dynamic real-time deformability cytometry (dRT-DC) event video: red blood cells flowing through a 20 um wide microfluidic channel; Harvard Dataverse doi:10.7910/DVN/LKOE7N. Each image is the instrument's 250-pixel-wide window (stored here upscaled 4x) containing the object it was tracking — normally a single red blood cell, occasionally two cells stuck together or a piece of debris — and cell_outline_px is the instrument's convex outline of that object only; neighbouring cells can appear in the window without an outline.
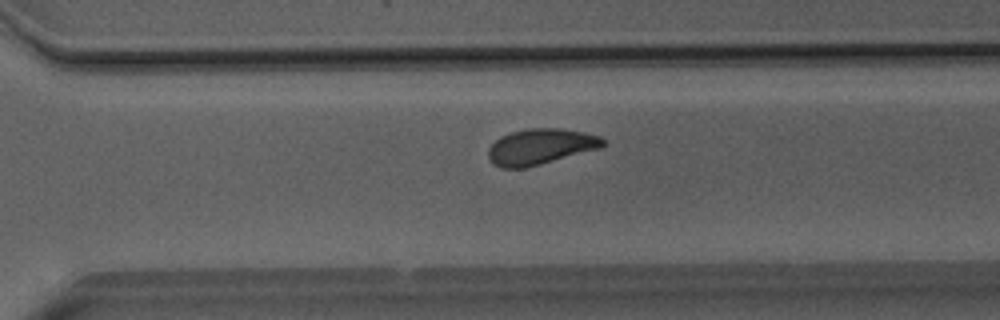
{"species": "Egyptian fruit bat (a non-hibernating species)", "species_latin": "Rousettus aegyptiacus", "temperature_condition": "room temperature", "stored_images_in_passage": 45, "camera_frame_rate_fps": 3000, "um_per_image_px": 0.085, "animal": {"sex": "male"}, "frame": {"image": 1, "passage_image": 30, "time_ms": 9.667, "image_size_px": [1000, 320], "cell_outline_px": [[604, 144], [600, 148], [540, 164], [524, 168], [500, 168], [492, 164], [488, 156], [488, 148], [500, 136], [512, 132], [528, 128], [560, 128], [584, 132], [600, 136], [604, 140]], "centroid_in_image_um": [45.91, 12.46], "position_along_channel_um": 324.7, "area_um2": 23.81}}
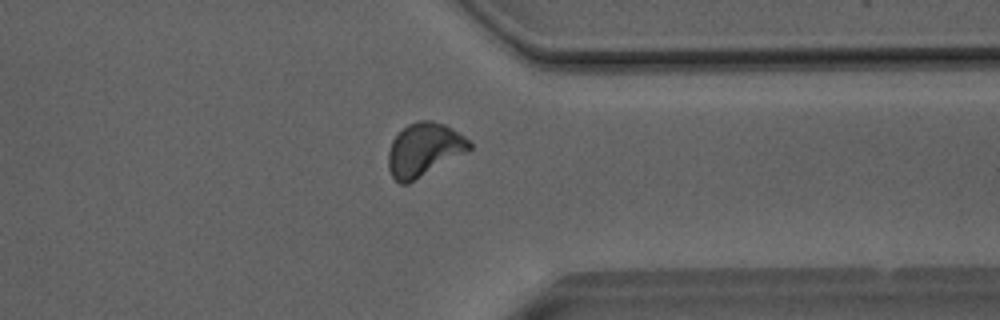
{"frame": {"image": 2, "passage_image": 34, "time_ms": 11.0, "image_size_px": [1000, 320], "cell_outline_px": [[472, 148], [408, 184], [400, 184], [392, 176], [388, 168], [388, 152], [392, 140], [408, 124], [420, 120], [432, 120], [444, 124], [452, 128], [464, 136], [472, 144]], "centroid_in_image_um": [36.02, 12.71], "position_along_channel_um": 375.4, "area_um2": 24.91}}
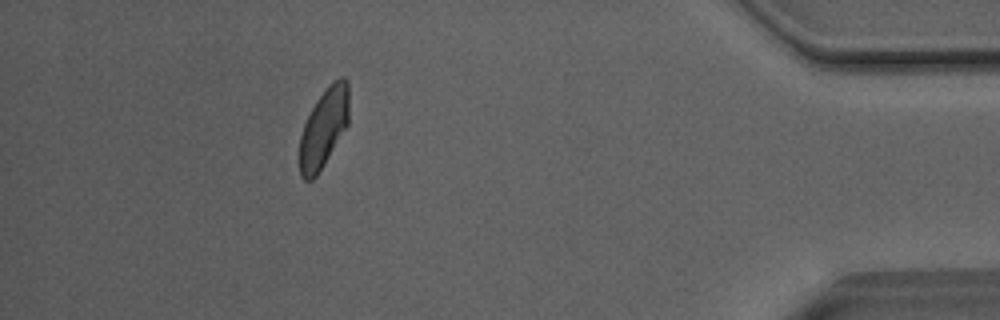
{"frame": {"image": 3, "passage_image": 40, "time_ms": 13.0, "image_size_px": [1000, 320], "cell_outline_px": [[348, 124], [324, 164], [316, 176], [312, 180], [304, 180], [300, 176], [300, 136], [304, 124], [316, 100], [328, 84], [332, 80], [340, 76], [344, 76], [348, 80]], "centroid_in_image_um": [27.52, 10.83], "position_along_channel_um": 407.7, "area_um2": 22.72}, "authors_computed_cell_mechanics": {"area_um2": 23.987, "velocity_mm_per_s": 4.0209, "shape_relaxation_time_tau1_ms": 4.4587, "shape_relaxation_time_tau2_ms": 1.8269, "deformation_change_tau1": 0.1388, "deformation_change_tau2": 0.0713}}